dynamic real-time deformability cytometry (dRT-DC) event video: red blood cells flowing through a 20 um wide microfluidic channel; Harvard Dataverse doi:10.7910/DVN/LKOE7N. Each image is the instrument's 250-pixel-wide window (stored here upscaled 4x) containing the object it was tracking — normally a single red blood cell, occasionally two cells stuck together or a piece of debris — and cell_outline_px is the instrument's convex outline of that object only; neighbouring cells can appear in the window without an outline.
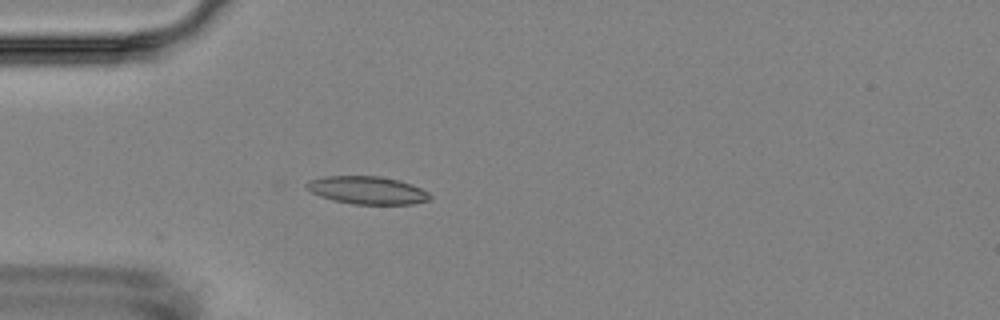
{"species": "Egyptian fruit bat (a non-hibernating species)", "species_latin": "Rousettus aegyptiacus", "temperature_condition": "room temperature", "stored_images_in_passage": 4, "camera_frame_rate_fps": 3000, "um_per_image_px": 0.085, "animal": {"sex": "female"}, "frame": {"image": 1, "passage_image": 4, "time_ms": 3.333, "image_size_px": [1000, 320], "cell_outline_px": [[432, 196], [428, 200], [412, 204], [352, 204], [332, 200], [320, 196], [304, 188], [304, 184], [308, 180], [324, 176], [380, 176], [400, 180], [412, 184], [428, 192]], "centroid_in_image_um": [31.18, 16.16], "position_along_channel_um": 53.8, "area_um2": 20.17}}